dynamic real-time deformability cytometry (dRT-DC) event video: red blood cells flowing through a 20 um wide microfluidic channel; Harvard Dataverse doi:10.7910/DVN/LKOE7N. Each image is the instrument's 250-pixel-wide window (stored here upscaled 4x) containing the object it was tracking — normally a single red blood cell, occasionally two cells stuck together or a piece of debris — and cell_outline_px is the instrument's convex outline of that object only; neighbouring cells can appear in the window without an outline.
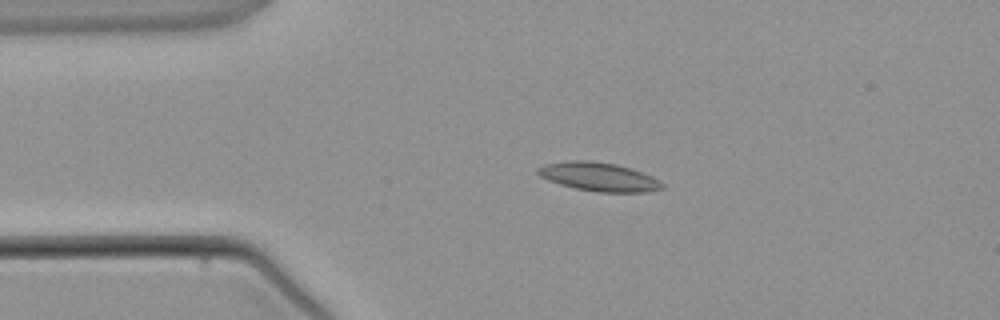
{"species": "common noctule bat (a hibernating species)", "species_latin": "Nyctalus noctula", "temperature_condition": "warm", "stored_images_in_passage": 5, "camera_frame_rate_fps": 3000, "um_per_image_px": 0.085, "animal": {"sex": "male", "body_mass_g": 21.5, "forearm_length_mm": 52.0}, "frame": {"image": 1, "passage_image": 3, "time_ms": 2.333, "image_size_px": [1000, 320], "cell_outline_px": [[664, 188], [644, 192], [600, 192], [576, 188], [560, 184], [548, 180], [540, 176], [536, 172], [536, 168], [544, 164], [568, 160], [588, 160], [616, 164], [632, 168], [652, 176], [664, 184]], "centroid_in_image_um": [50.88, 15.01], "position_along_channel_um": 34.1, "area_um2": 20.81}}
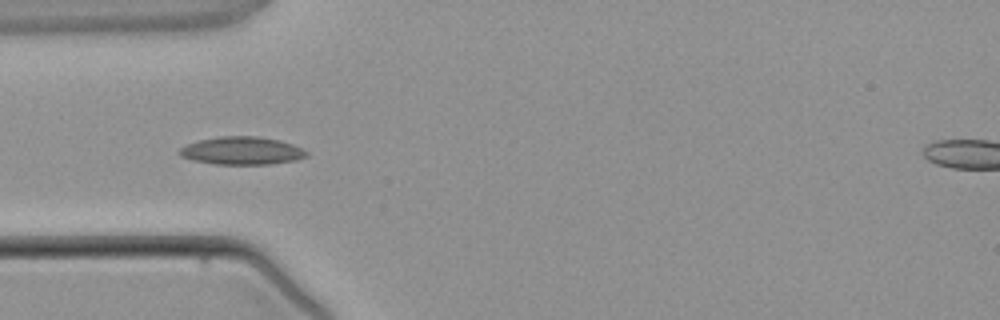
{"frame": {"image": 2, "passage_image": 4, "time_ms": 3.667, "image_size_px": [1000, 320], "cell_outline_px": [[308, 156], [296, 160], [268, 164], [216, 164], [192, 160], [180, 156], [176, 152], [180, 148], [188, 144], [200, 140], [220, 136], [260, 136], [280, 140], [292, 144], [308, 152]], "centroid_in_image_um": [20.55, 12.81], "position_along_channel_um": 64.5, "area_um2": 20.63}}
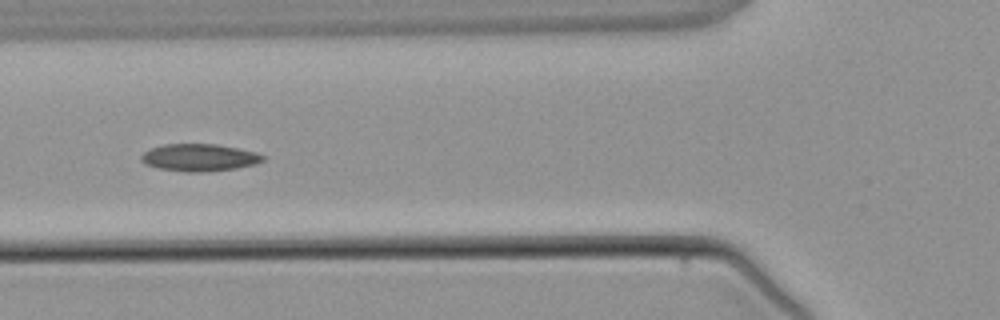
{"frame": {"image": 3, "passage_image": 5, "time_ms": 4.667, "image_size_px": [1000, 320], "cell_outline_px": [[264, 160], [256, 164], [236, 168], [208, 172], [188, 172], [160, 168], [144, 164], [140, 160], [140, 156], [144, 152], [152, 148], [164, 144], [216, 144], [256, 152], [264, 156]], "centroid_in_image_um": [16.94, 13.39], "position_along_channel_um": 108.9, "area_um2": 19.31}}